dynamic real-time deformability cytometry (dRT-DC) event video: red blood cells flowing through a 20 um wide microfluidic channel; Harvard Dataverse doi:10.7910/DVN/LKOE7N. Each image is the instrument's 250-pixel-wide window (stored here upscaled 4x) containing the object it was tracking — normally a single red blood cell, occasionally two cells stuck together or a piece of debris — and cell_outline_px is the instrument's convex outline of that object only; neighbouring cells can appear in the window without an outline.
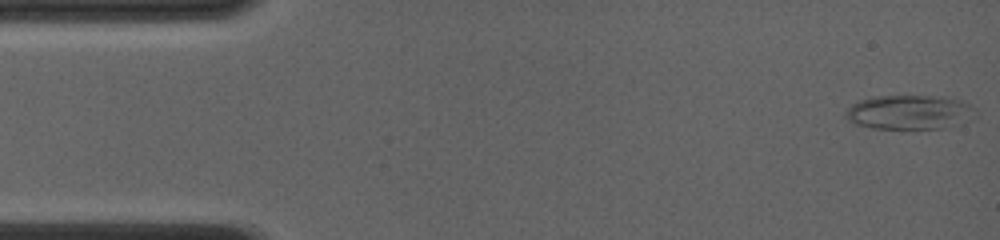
{"species": "common noctule bat (a hibernating species)", "species_latin": "Nyctalus noctula", "temperature_condition": "room temperature", "stored_images_in_passage": 45, "camera_frame_rate_fps": 4000, "um_per_image_px": 0.085, "animal": {"sex": "female", "body_mass_g": 19.0, "forearm_length_mm": 56.7}, "frame": {"image": 1, "passage_image": 1, "time_ms": 0.0, "image_size_px": [1000, 240], "cell_outline_px": [[976, 116], [960, 124], [944, 128], [872, 128], [856, 124], [848, 120], [844, 116], [844, 112], [852, 104], [860, 100], [876, 96], [944, 96], [960, 100], [976, 108]], "centroid_in_image_um": [77.32, 9.53], "position_along_channel_um": 7.7, "area_um2": 26.07}}
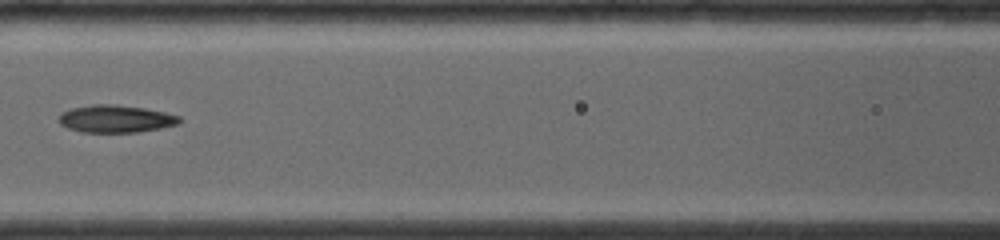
{"frame": {"image": 2, "passage_image": 20, "time_ms": 6.5, "image_size_px": [1000, 240], "cell_outline_px": [[184, 120], [180, 124], [140, 132], [80, 132], [68, 128], [60, 124], [56, 120], [60, 112], [72, 108], [92, 104], [116, 104], [144, 108], [164, 112], [180, 116]], "centroid_in_image_um": [9.83, 10.1], "position_along_channel_um": 156.8, "area_um2": 19.65}}
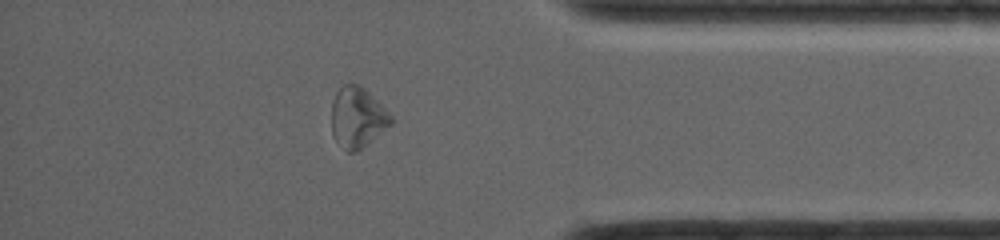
{"frame": {"image": 3, "passage_image": 39, "time_ms": 12.75, "image_size_px": [1000, 240], "cell_outline_px": [[392, 124], [356, 152], [348, 152], [332, 136], [332, 100], [336, 92], [344, 84], [360, 84], [392, 116]], "centroid_in_image_um": [30.36, 9.98], "position_along_channel_um": 404.8, "area_um2": 20.63}, "authors_computed_cell_mechanics": {"area_um2": 20.23, "velocity_mm_per_s": 4.1378, "shape_relaxation_time_tau1_ms": null, "shape_relaxation_time_tau2_ms": 4.0469, "deformation_change_tau1": null, "deformation_change_tau2": 0.1381}}